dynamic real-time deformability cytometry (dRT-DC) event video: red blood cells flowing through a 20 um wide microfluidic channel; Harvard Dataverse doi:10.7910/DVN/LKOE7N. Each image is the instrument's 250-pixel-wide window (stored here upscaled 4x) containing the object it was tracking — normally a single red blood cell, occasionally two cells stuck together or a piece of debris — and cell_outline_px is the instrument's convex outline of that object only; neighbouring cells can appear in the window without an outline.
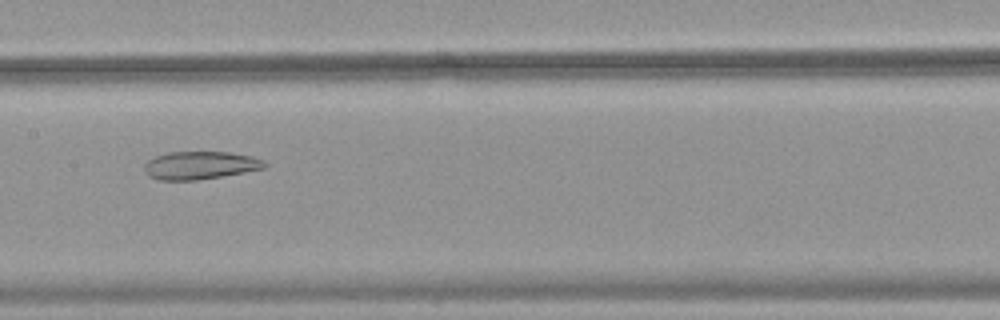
{"species": "common noctule bat (a hibernating species)", "species_latin": "Nyctalus noctula", "temperature_condition": "warm", "stored_images_in_passage": 52, "camera_frame_rate_fps": 3000, "um_per_image_px": 0.085, "animal": {"sex": "female", "body_mass_g": 18.4}, "frame": {"image": 1, "passage_image": 27, "time_ms": 8.667, "image_size_px": [1000, 320], "cell_outline_px": [[268, 164], [264, 168], [244, 172], [196, 180], [160, 180], [148, 176], [144, 168], [144, 164], [148, 160], [156, 156], [168, 152], [228, 152], [252, 156], [264, 160]], "centroid_in_image_um": [17.01, 14.05], "position_along_channel_um": 190.4, "area_um2": 19.48}}
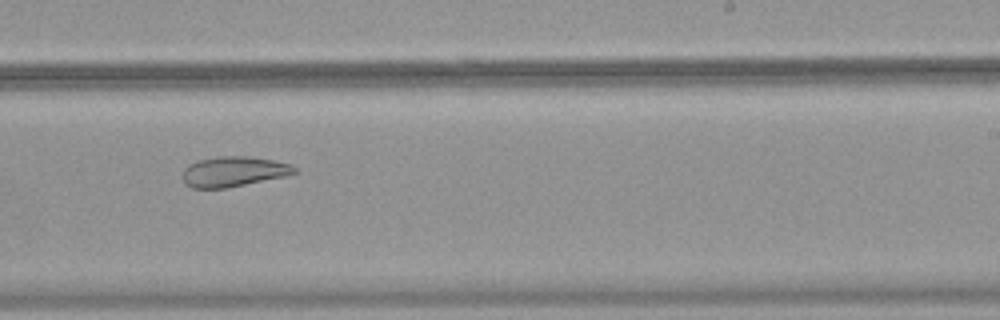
{"frame": {"image": 2, "passage_image": 33, "time_ms": 10.667, "image_size_px": [1000, 320], "cell_outline_px": [[300, 172], [284, 176], [224, 188], [192, 188], [184, 184], [180, 176], [184, 168], [188, 164], [196, 160], [216, 156], [252, 156], [292, 164]], "centroid_in_image_um": [19.8, 14.57], "position_along_channel_um": 269.2, "area_um2": 19.94}}
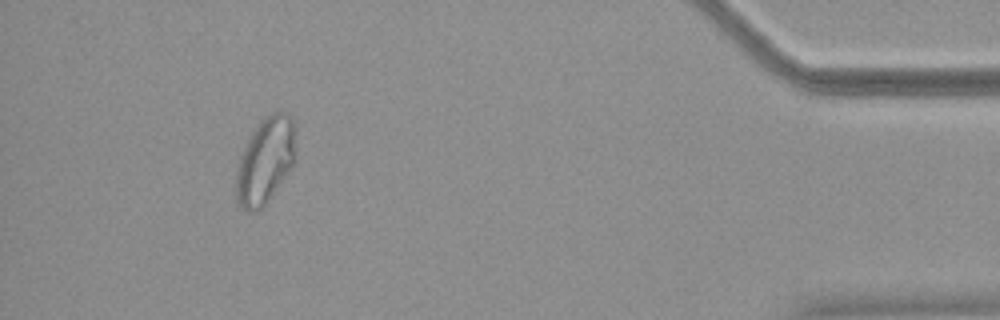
{"frame": {"image": 3, "passage_image": 48, "time_ms": 15.667, "image_size_px": [1000, 320], "cell_outline_px": [[296, 160], [260, 212], [248, 212], [236, 204], [236, 172], [240, 156], [244, 144], [256, 124], [264, 116], [280, 108], [288, 112], [292, 116], [296, 128]], "centroid_in_image_um": [22.57, 13.59], "position_along_channel_um": 412.6, "area_um2": 31.04}}